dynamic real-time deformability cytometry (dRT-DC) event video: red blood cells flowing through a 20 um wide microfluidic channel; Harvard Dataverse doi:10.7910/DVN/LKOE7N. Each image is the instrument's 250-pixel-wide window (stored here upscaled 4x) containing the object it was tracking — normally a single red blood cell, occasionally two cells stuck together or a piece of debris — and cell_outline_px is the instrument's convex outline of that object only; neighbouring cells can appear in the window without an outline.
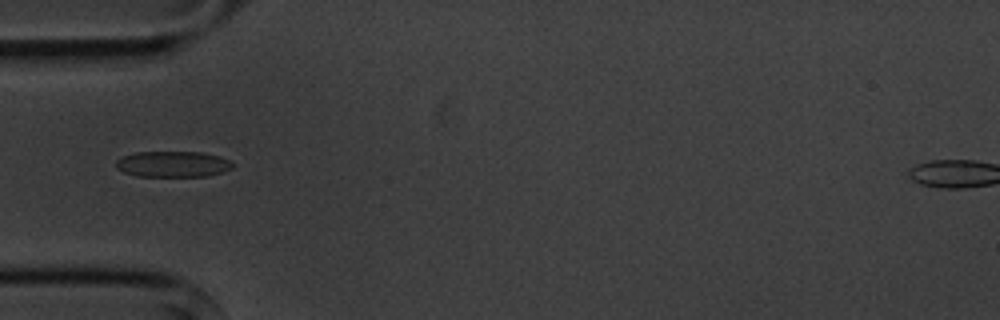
{"species": "common noctule bat (a hibernating species)", "species_latin": "Nyctalus noctula", "temperature_condition": "cold", "stored_images_in_passage": 3, "camera_frame_rate_fps": 3000, "um_per_image_px": 0.085, "animal": {"sex": "male", "body_mass_g": 20.1, "forearm_length_mm": 53.5}, "frame": {"image": 1, "passage_image": 1, "time_ms": 0.0, "image_size_px": [1000, 320], "cell_outline_px": [[236, 164], [232, 168], [208, 176], [136, 176], [124, 172], [116, 168], [116, 160], [120, 156], [136, 152], [204, 152], [220, 156]], "centroid_in_image_um": [14.68, 13.94], "position_along_channel_um": 70.3, "area_um2": 17.74}}
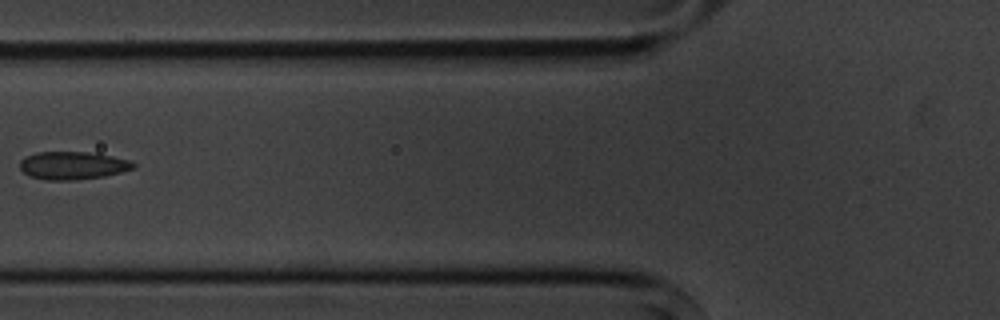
{"frame": {"image": 2, "passage_image": 2, "time_ms": 1.333, "image_size_px": [1000, 320], "cell_outline_px": [[136, 168], [104, 176], [72, 180], [48, 180], [28, 176], [20, 168], [20, 160], [36, 152], [96, 152], [132, 160], [136, 164]], "centroid_in_image_um": [6.23, 14.05], "position_along_channel_um": 119.6, "area_um2": 18.61}}
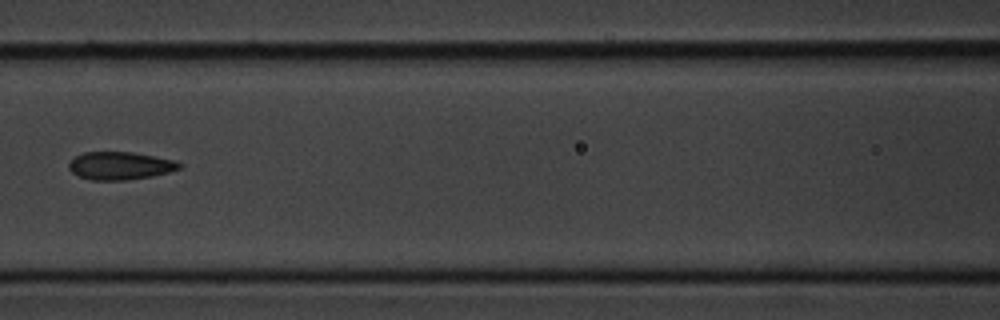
{"frame": {"image": 3, "passage_image": 3, "time_ms": 2.333, "image_size_px": [1000, 320], "cell_outline_px": [[184, 164], [180, 168], [168, 172], [152, 176], [124, 180], [92, 180], [80, 176], [72, 172], [68, 168], [68, 164], [76, 156], [84, 152], [132, 152], [176, 160]], "centroid_in_image_um": [10.23, 14.08], "position_along_channel_um": 156.4, "area_um2": 17.86}}